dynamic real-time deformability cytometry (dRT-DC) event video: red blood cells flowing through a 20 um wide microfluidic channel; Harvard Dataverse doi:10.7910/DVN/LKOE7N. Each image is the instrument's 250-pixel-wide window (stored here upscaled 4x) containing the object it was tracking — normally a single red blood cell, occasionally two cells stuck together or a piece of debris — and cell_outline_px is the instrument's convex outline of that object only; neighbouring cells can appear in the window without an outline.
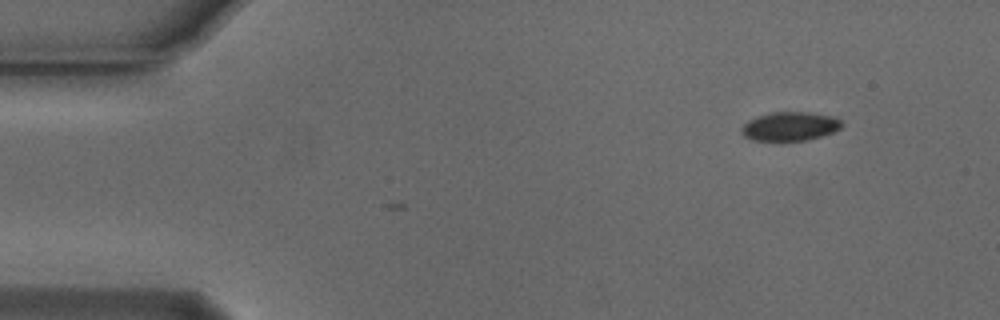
{"species": "Egyptian fruit bat (a non-hibernating species)", "species_latin": "Rousettus aegyptiacus", "temperature_condition": "cold", "stored_images_in_passage": 2, "camera_frame_rate_fps": 3000, "um_per_image_px": 0.085, "animal": {"sex": "male"}, "frame": {"image": 1, "passage_image": 2, "time_ms": 0.333, "image_size_px": [1000, 320], "cell_outline_px": [[844, 124], [840, 128], [832, 132], [808, 140], [752, 140], [744, 136], [740, 132], [740, 128], [748, 120], [772, 112], [808, 112], [832, 116], [840, 120]], "centroid_in_image_um": [67.13, 10.73], "position_along_channel_um": 17.9, "area_um2": 16.7}}